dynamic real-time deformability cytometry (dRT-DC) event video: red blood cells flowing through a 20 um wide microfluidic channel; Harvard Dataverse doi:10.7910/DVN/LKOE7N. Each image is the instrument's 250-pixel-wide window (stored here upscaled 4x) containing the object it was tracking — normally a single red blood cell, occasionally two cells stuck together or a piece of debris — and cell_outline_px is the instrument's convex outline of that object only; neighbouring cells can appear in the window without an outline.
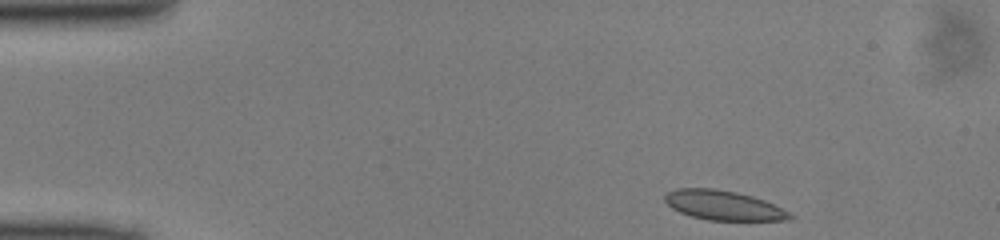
{"species": "common noctule bat (a hibernating species)", "species_latin": "Nyctalus noctula", "temperature_condition": "cold", "stored_images_in_passage": 43, "camera_frame_rate_fps": 3000, "um_per_image_px": 0.085, "animal": {"sex": "male", "body_mass_g": 13.0, "forearm_length_mm": 53.1}, "frame": {"image": 1, "passage_image": 1, "time_ms": 0.0, "image_size_px": [1000, 240], "cell_outline_px": [[796, 216], [792, 220], [708, 220], [692, 216], [680, 212], [672, 208], [664, 200], [664, 196], [668, 192], [676, 188], [712, 188], [736, 192], [752, 196], [764, 200]], "centroid_in_image_um": [61.49, 17.45], "position_along_channel_um": 23.5, "area_um2": 21.39}}
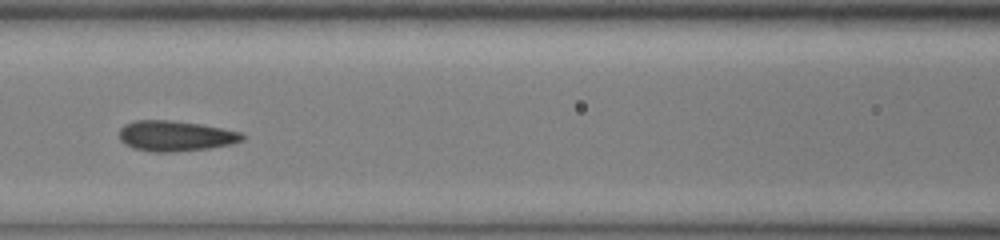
{"frame": {"image": 2, "passage_image": 16, "time_ms": 5.0, "image_size_px": [1000, 240], "cell_outline_px": [[244, 140], [232, 144], [208, 148], [176, 152], [152, 152], [132, 148], [124, 144], [120, 140], [120, 128], [124, 124], [136, 120], [172, 120], [200, 124], [240, 132], [244, 136]], "centroid_in_image_um": [14.88, 11.56], "position_along_channel_um": 151.7, "area_um2": 21.91}}
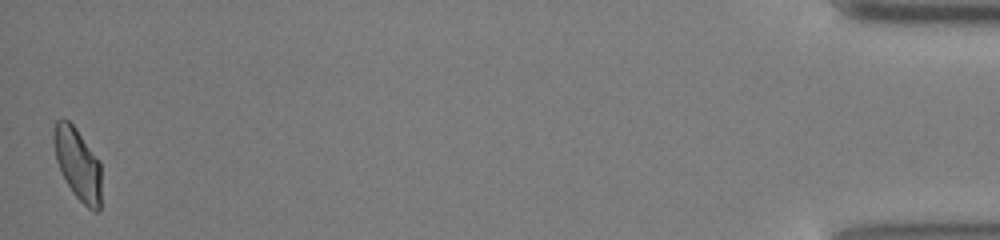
{"frame": {"image": 3, "passage_image": 43, "time_ms": 14.0, "image_size_px": [1000, 240], "cell_outline_px": [[100, 212], [92, 212], [72, 192], [60, 172], [56, 160], [52, 136], [52, 132], [56, 120], [68, 120], [76, 128], [100, 160]], "centroid_in_image_um": [6.6, 13.94], "position_along_channel_um": 428.6, "area_um2": 20.11}}